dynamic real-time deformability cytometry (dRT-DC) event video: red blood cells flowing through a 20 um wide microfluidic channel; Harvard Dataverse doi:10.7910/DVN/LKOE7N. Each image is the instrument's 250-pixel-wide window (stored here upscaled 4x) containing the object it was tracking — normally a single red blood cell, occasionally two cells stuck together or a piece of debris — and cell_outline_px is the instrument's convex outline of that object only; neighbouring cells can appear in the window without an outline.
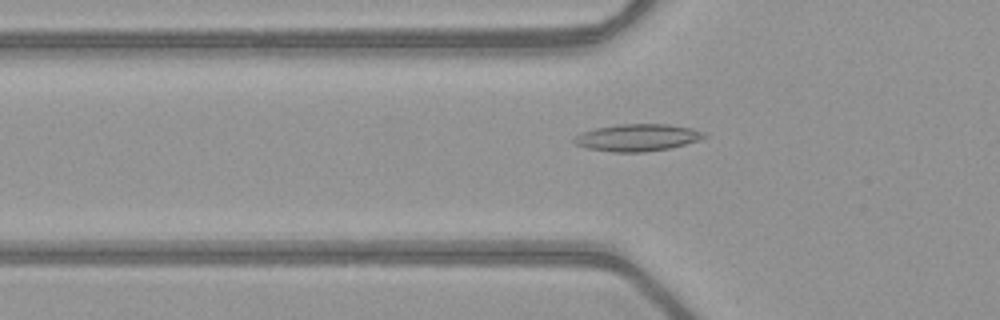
{"species": "common noctule bat (a hibernating species)", "species_latin": "Nyctalus noctula", "temperature_condition": "warm", "stored_images_in_passage": 52, "camera_frame_rate_fps": 3000, "um_per_image_px": 0.085, "animal": {"sex": "female", "body_mass_g": 21.9}, "frame": {"image": 1, "passage_image": 18, "time_ms": 5.667, "image_size_px": [1000, 320], "cell_outline_px": [[708, 136], [700, 140], [668, 148], [644, 152], [612, 152], [588, 148], [576, 144], [572, 140], [576, 136], [584, 132], [596, 128], [616, 124], [668, 124], [692, 128], [704, 132]], "centroid_in_image_um": [54.21, 11.69], "position_along_channel_um": 71.6, "area_um2": 20.4}}
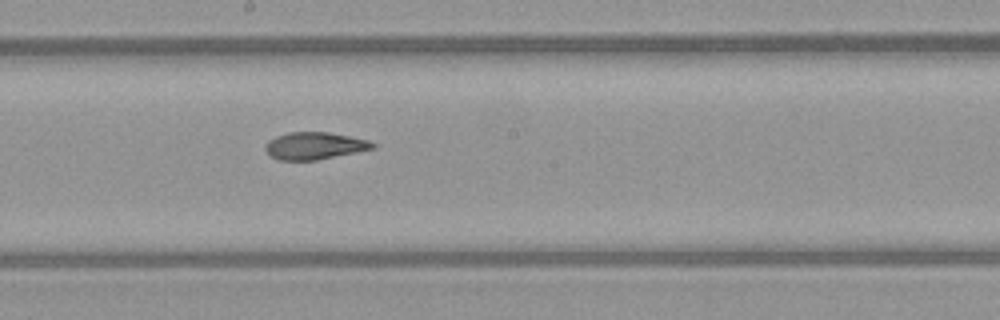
{"frame": {"image": 2, "passage_image": 29, "time_ms": 9.333, "image_size_px": [1000, 320], "cell_outline_px": [[376, 148], [316, 160], [276, 160], [264, 148], [264, 144], [268, 140], [276, 136], [288, 132], [328, 132], [368, 140], [376, 144]], "centroid_in_image_um": [26.71, 12.39], "position_along_channel_um": 221.5, "area_um2": 16.99}}
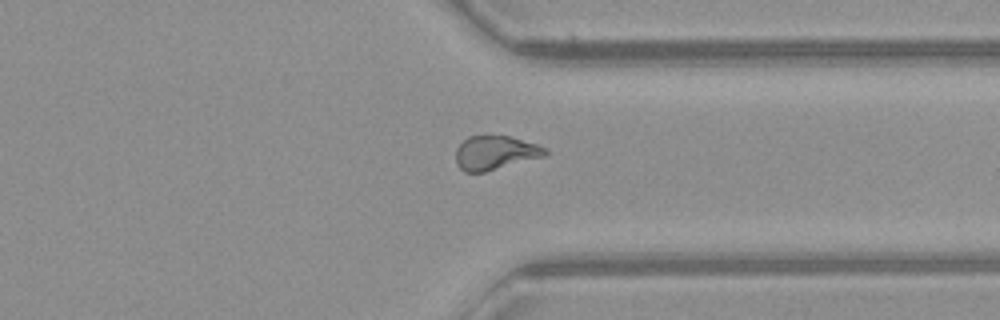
{"frame": {"image": 3, "passage_image": 40, "time_ms": 13.0, "image_size_px": [1000, 320], "cell_outline_px": [[548, 152], [544, 156], [484, 172], [464, 172], [456, 164], [456, 148], [468, 136], [512, 136], [548, 148]], "centroid_in_image_um": [42.09, 12.98], "position_along_channel_um": 369.3, "area_um2": 17.63}, "authors_computed_cell_mechanics": {"area_um2": 18.7272, "velocity_mm_per_s": 4.0515, "shape_relaxation_time_tau1_ms": null, "shape_relaxation_time_tau2_ms": 2.4199, "deformation_change_tau1": null, "deformation_change_tau2": 0.0928}}